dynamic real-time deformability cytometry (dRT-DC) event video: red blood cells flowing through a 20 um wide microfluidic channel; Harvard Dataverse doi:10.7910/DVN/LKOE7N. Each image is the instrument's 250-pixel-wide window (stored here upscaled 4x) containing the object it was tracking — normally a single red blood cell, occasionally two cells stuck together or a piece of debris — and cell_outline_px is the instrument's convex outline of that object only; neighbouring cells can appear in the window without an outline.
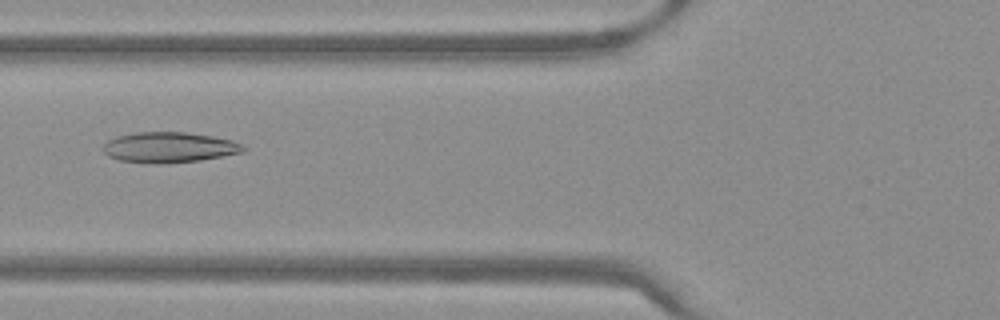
{"species": "Egyptian fruit bat (a non-hibernating species)", "species_latin": "Rousettus aegyptiacus", "temperature_condition": "warm", "stored_images_in_passage": 50, "camera_frame_rate_fps": 3000, "um_per_image_px": 0.085, "frame": {"image": 1, "passage_image": 20, "time_ms": 6.333, "image_size_px": [1000, 320], "cell_outline_px": [[248, 148], [244, 152], [200, 160], [164, 164], [160, 164], [120, 160], [108, 156], [100, 148], [108, 140], [116, 136], [136, 132], [184, 132], [212, 136], [232, 140]], "centroid_in_image_um": [14.36, 12.52], "position_along_channel_um": 111.4, "area_um2": 24.97}}
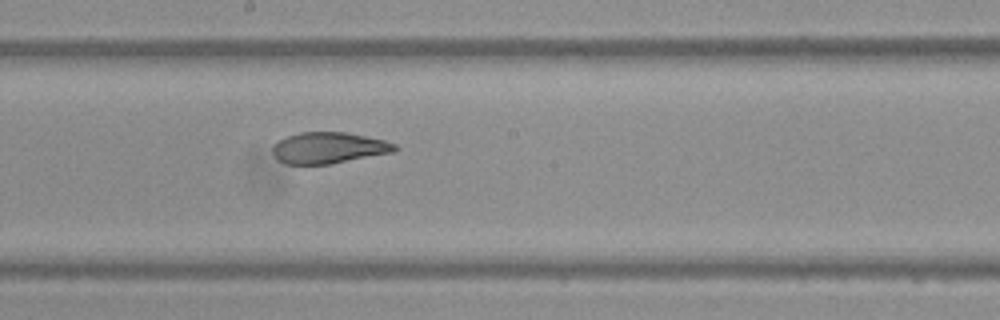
{"frame": {"image": 2, "passage_image": 28, "time_ms": 9.0, "image_size_px": [1000, 320], "cell_outline_px": [[400, 148], [392, 152], [328, 164], [284, 164], [276, 160], [272, 152], [272, 148], [280, 140], [288, 136], [300, 132], [348, 132], [384, 140], [396, 144]], "centroid_in_image_um": [27.92, 12.56], "position_along_channel_um": 220.3, "area_um2": 22.14}}
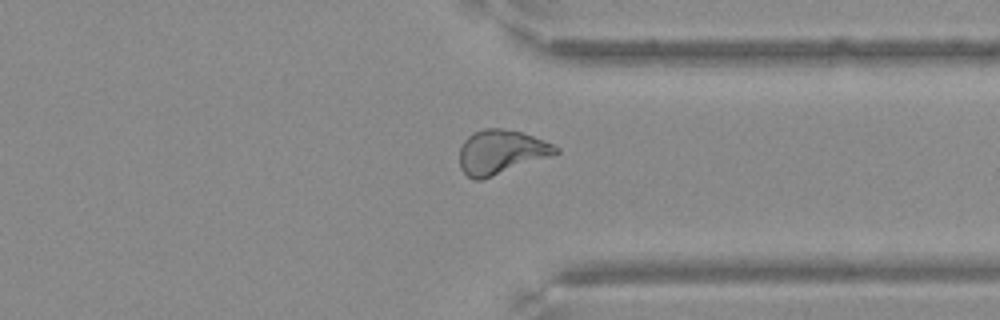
{"frame": {"image": 3, "passage_image": 39, "time_ms": 12.667, "image_size_px": [1000, 320], "cell_outline_px": [[560, 152], [492, 176], [480, 180], [472, 180], [460, 168], [460, 148], [464, 140], [468, 136], [484, 128], [500, 128], [520, 132], [544, 140], [560, 148]], "centroid_in_image_um": [42.56, 12.91], "position_along_channel_um": 368.8, "area_um2": 24.28}}